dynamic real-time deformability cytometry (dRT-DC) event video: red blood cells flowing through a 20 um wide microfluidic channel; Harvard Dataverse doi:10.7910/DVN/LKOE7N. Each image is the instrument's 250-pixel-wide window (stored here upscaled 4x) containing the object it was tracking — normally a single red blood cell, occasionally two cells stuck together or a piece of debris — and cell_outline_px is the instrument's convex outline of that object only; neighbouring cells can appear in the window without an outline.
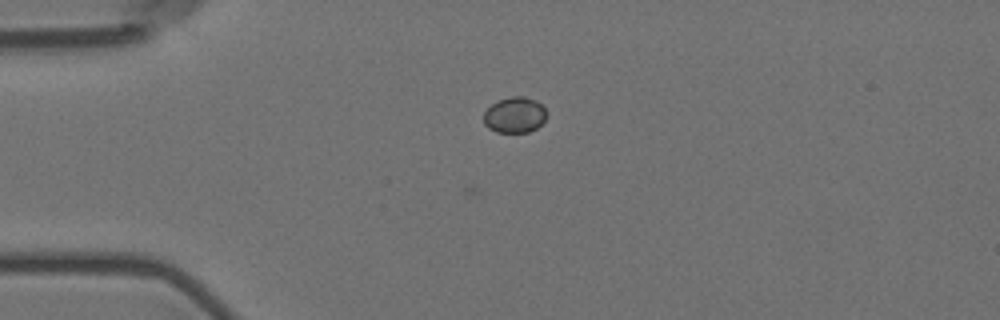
{"species": "Egyptian fruit bat (a non-hibernating species)", "species_latin": "Rousettus aegyptiacus", "temperature_condition": "room temperature", "stored_images_in_passage": 18, "camera_frame_rate_fps": 3000, "um_per_image_px": 0.085, "animal": {"sex": "female"}, "frame": {"image": 1, "passage_image": 18, "time_ms": 5.667, "image_size_px": [1000, 320], "cell_outline_px": [[548, 116], [536, 128], [528, 132], [496, 132], [488, 128], [484, 124], [484, 112], [496, 100], [512, 96], [524, 96], [536, 100], [548, 112]], "centroid_in_image_um": [43.75, 9.76], "position_along_channel_um": 41.2, "area_um2": 13.24}}